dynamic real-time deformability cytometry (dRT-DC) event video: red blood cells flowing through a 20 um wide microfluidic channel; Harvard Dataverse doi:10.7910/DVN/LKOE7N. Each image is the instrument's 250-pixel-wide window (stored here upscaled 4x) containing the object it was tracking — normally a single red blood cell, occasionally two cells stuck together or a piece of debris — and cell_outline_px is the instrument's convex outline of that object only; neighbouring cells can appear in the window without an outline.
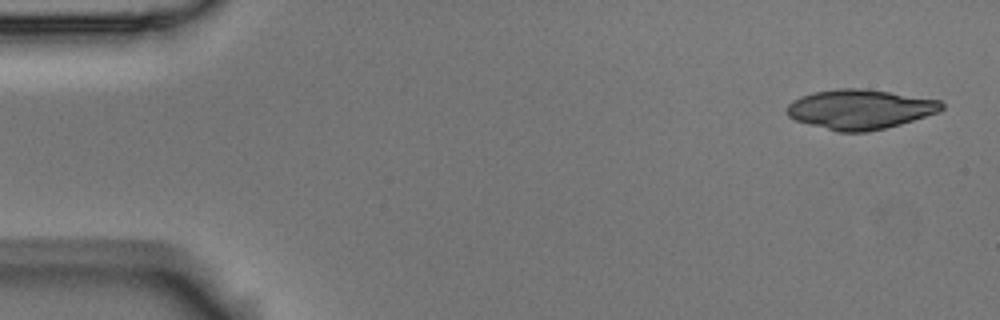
{"species": "Egyptian fruit bat (a non-hibernating species)", "species_latin": "Rousettus aegyptiacus", "temperature_condition": "room temperature", "stored_images_in_passage": 5, "camera_frame_rate_fps": 3000, "um_per_image_px": 0.085, "animal": {"sex": "male"}, "frame": {"image": 1, "passage_image": 1, "time_ms": 0.0, "image_size_px": [1000, 320], "cell_outline_px": [[944, 108], [940, 112], [900, 124], [868, 132], [836, 132], [796, 120], [788, 116], [788, 104], [792, 100], [800, 96], [812, 92], [836, 88], [860, 88], [888, 92], [940, 100], [944, 104]], "centroid_in_image_um": [73.1, 9.29], "position_along_channel_um": 11.9, "area_um2": 35.78}}